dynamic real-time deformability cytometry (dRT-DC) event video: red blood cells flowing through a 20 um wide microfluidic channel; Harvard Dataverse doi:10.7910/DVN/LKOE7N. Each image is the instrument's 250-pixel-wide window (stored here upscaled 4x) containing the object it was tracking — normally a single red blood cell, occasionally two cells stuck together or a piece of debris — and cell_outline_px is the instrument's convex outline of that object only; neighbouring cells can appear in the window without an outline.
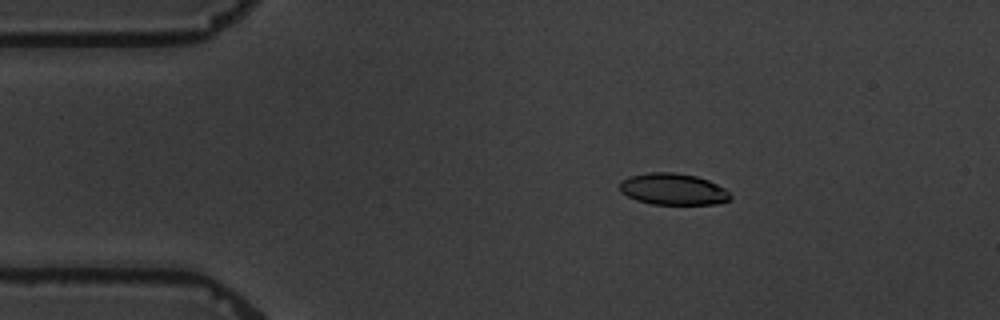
{"species": "common noctule bat (a hibernating species)", "species_latin": "Nyctalus noctula", "temperature_condition": "warm", "stored_images_in_passage": 4, "camera_frame_rate_fps": 3000, "um_per_image_px": 0.085, "animal": {"sex": "male", "body_mass_g": 19.5, "forearm_length_mm": 54.6}, "frame": {"image": 1, "passage_image": 2, "time_ms": 1.333, "image_size_px": [1000, 320], "cell_outline_px": [[732, 200], [716, 204], [652, 204], [636, 200], [620, 192], [620, 180], [628, 176], [648, 172], [672, 172], [696, 176], [708, 180], [724, 188], [732, 196]], "centroid_in_image_um": [57.2, 16.08], "position_along_channel_um": 27.8, "area_um2": 20.46}}
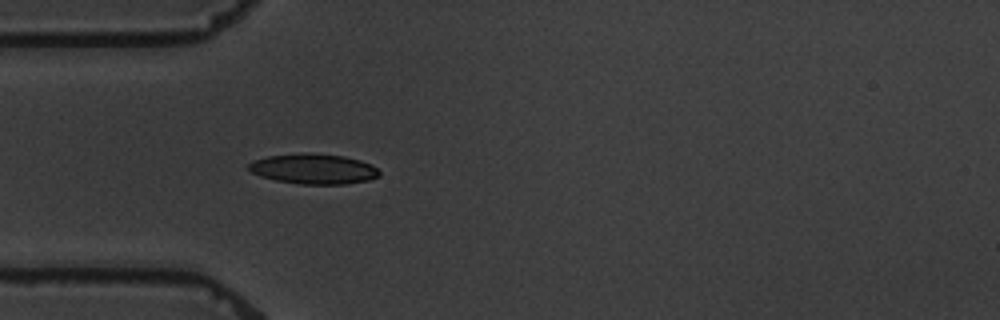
{"frame": {"image": 2, "passage_image": 4, "time_ms": 3.667, "image_size_px": [1000, 320], "cell_outline_px": [[380, 176], [368, 180], [344, 184], [300, 184], [276, 180], [260, 176], [252, 172], [248, 168], [248, 164], [256, 160], [268, 156], [304, 152], [344, 156], [360, 160], [372, 164], [380, 172]], "centroid_in_image_um": [26.68, 14.35], "position_along_channel_um": 58.3, "area_um2": 22.95}}